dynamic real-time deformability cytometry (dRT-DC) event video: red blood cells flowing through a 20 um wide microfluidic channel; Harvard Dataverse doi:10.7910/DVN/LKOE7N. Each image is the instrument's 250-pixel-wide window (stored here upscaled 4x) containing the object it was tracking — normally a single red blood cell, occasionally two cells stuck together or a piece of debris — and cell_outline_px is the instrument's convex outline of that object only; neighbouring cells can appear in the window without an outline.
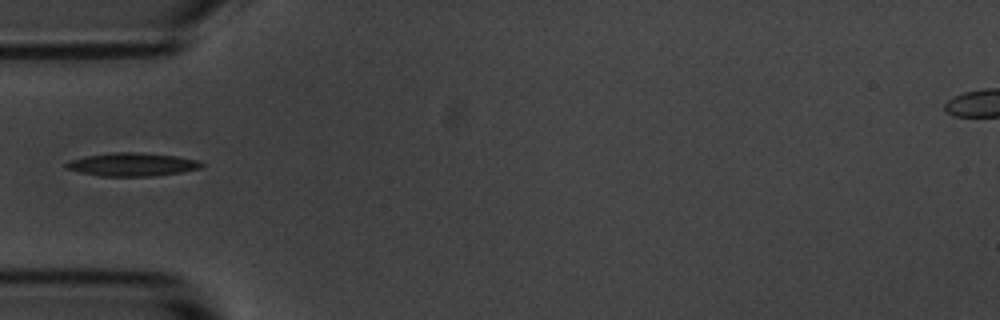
{"species": "common noctule bat (a hibernating species)", "species_latin": "Nyctalus noctula", "temperature_condition": "room temperature", "stored_images_in_passage": 3, "camera_frame_rate_fps": 3000, "um_per_image_px": 0.085, "animal": {"sex": "male", "body_mass_g": 20.1, "forearm_length_mm": 53.5}, "frame": {"image": 1, "passage_image": 2, "time_ms": 1.333, "image_size_px": [1000, 320], "cell_outline_px": [[204, 164], [200, 168], [180, 172], [152, 176], [100, 176], [80, 172], [64, 168], [64, 164], [68, 160], [84, 156], [116, 152], [136, 152], [180, 156], [200, 160]], "centroid_in_image_um": [11.22, 13.97], "position_along_channel_um": 73.8, "area_um2": 18.5}}